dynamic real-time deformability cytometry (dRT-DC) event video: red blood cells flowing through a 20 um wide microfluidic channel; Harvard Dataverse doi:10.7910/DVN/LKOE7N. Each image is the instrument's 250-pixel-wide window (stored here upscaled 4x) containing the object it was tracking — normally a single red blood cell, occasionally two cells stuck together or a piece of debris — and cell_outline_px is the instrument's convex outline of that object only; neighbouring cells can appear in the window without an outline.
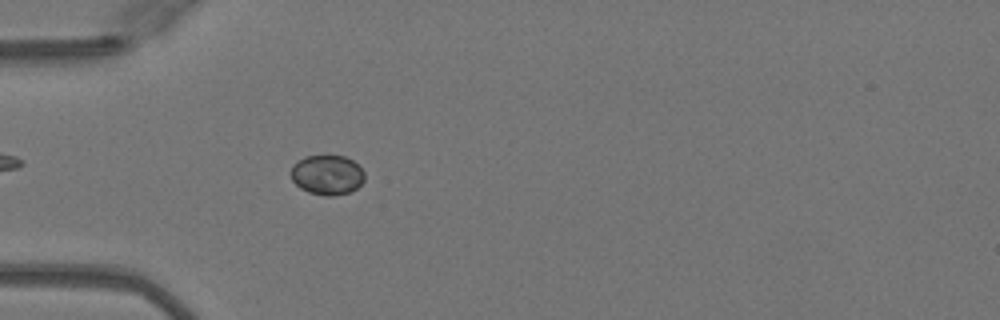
{"species": "Egyptian fruit bat (a non-hibernating species)", "species_latin": "Rousettus aegyptiacus", "temperature_condition": "warm", "stored_images_in_passage": 49, "camera_frame_rate_fps": 3000, "um_per_image_px": 0.085, "animal": {"sex": "female"}, "frame": {"image": 1, "passage_image": 15, "time_ms": 4.667, "image_size_px": [1000, 320], "cell_outline_px": [[364, 180], [356, 188], [348, 192], [332, 196], [324, 196], [308, 192], [300, 188], [292, 180], [288, 172], [292, 164], [304, 156], [344, 156], [352, 160], [364, 172]], "centroid_in_image_um": [27.75, 14.86], "position_along_channel_um": 57.3, "area_um2": 17.17}}
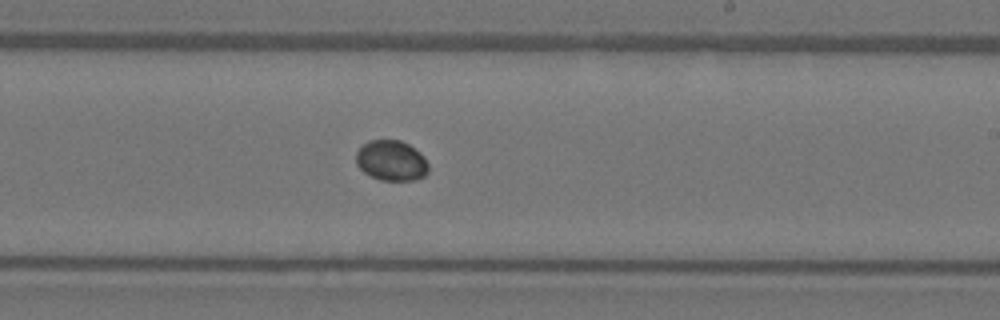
{"frame": {"image": 2, "passage_image": 30, "time_ms": 9.667, "image_size_px": [1000, 320], "cell_outline_px": [[428, 172], [424, 176], [412, 180], [380, 180], [364, 172], [356, 164], [356, 152], [368, 140], [400, 140], [408, 144], [420, 152], [424, 156], [428, 164]], "centroid_in_image_um": [33.27, 13.64], "position_along_channel_um": 255.7, "area_um2": 16.99}}
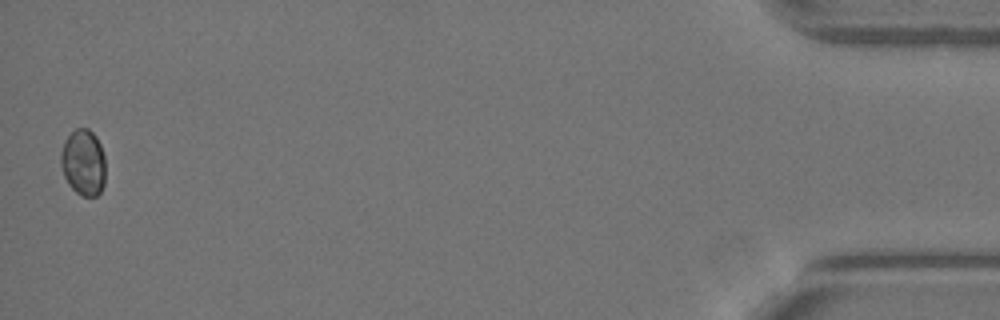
{"frame": {"image": 3, "passage_image": 49, "time_ms": 16.0, "image_size_px": [1000, 320], "cell_outline_px": [[104, 184], [100, 192], [96, 196], [84, 196], [76, 192], [68, 184], [64, 176], [60, 164], [60, 152], [64, 140], [76, 128], [88, 128], [96, 136], [100, 144], [104, 156]], "centroid_in_image_um": [7.06, 13.8], "position_along_channel_um": 428.1, "area_um2": 17.28}}